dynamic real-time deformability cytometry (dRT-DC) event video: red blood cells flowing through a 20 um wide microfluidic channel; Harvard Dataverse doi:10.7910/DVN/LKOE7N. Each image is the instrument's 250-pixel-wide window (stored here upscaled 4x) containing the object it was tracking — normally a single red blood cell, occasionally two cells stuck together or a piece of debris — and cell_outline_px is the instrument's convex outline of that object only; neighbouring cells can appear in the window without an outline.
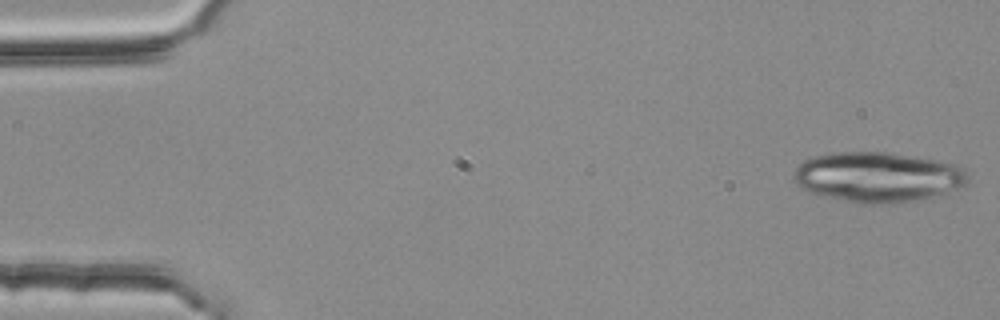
{"species": "common noctule bat (a hibernating species)", "species_latin": "Nyctalus noctula", "temperature_condition": "room temperature", "stored_images_in_passage": 26, "camera_frame_rate_fps": 3000, "um_per_image_px": 0.085, "animal": {"sex": "female", "body_mass_g": 25.1}, "frame": {"image": 1, "passage_image": 1, "time_ms": 0.0, "image_size_px": [1000, 320], "cell_outline_px": [[968, 184], [944, 192], [896, 204], [860, 204], [812, 192], [796, 184], [796, 168], [804, 160], [816, 156], [840, 152], [884, 152], [916, 156], [956, 164], [964, 168], [968, 176]], "centroid_in_image_um": [74.65, 15.04], "position_along_channel_um": 10.3, "area_um2": 50.11}}